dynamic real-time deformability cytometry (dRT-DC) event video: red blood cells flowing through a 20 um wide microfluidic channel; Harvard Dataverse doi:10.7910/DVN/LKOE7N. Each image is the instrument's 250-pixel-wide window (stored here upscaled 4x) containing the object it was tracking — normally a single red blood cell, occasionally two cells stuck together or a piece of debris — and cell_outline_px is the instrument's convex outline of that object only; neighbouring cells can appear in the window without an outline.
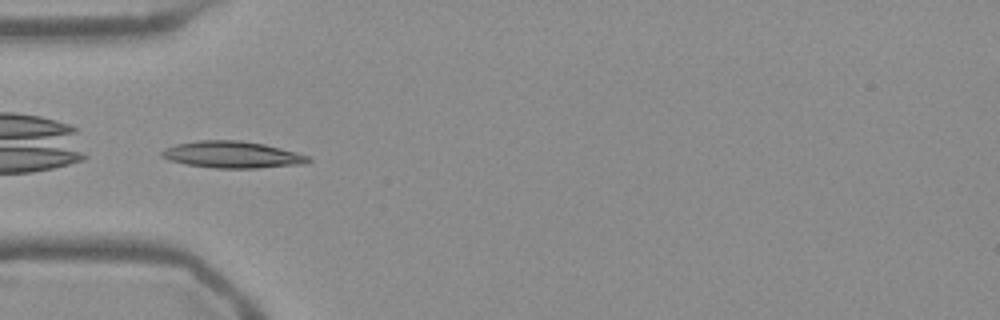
{"species": "Egyptian fruit bat (a non-hibernating species)", "species_latin": "Rousettus aegyptiacus", "temperature_condition": "warm", "stored_images_in_passage": 34, "camera_frame_rate_fps": 3000, "um_per_image_px": 0.085, "frame": {"image": 1, "passage_image": 1, "time_ms": 0.0, "image_size_px": [1000, 320], "cell_outline_px": [[312, 160], [308, 164], [256, 168], [212, 168], [184, 164], [168, 160], [160, 156], [160, 152], [164, 148], [176, 144], [200, 140], [240, 140], [264, 144], [296, 152], [308, 156]], "centroid_in_image_um": [19.73, 13.15], "position_along_channel_um": 65.3, "area_um2": 23.06}}
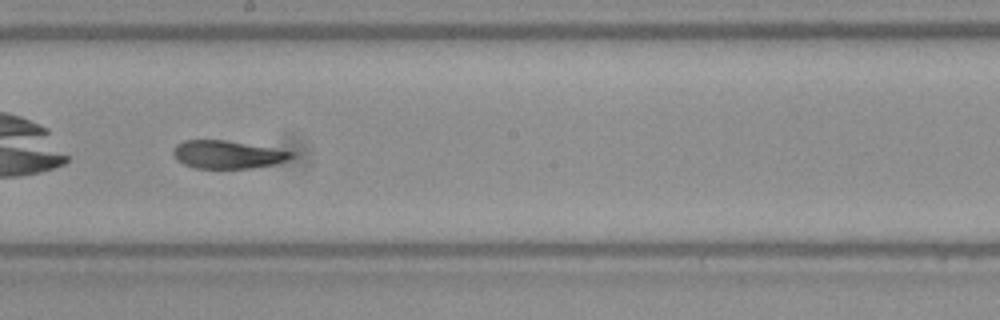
{"frame": {"image": 2, "passage_image": 14, "time_ms": 4.333, "image_size_px": [1000, 320], "cell_outline_px": [[296, 156], [288, 160], [272, 164], [252, 168], [192, 168], [176, 160], [172, 152], [176, 144], [184, 140], [224, 140], [292, 152]], "centroid_in_image_um": [19.27, 13.14], "position_along_channel_um": 228.9, "area_um2": 19.02}}
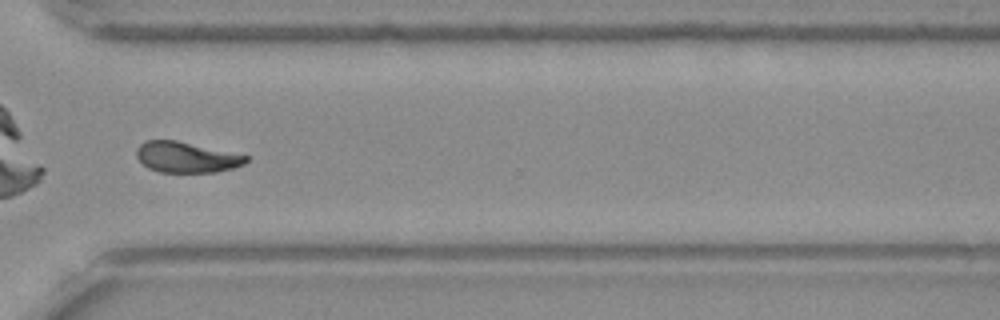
{"frame": {"image": 3, "passage_image": 24, "time_ms": 7.667, "image_size_px": [1000, 320], "cell_outline_px": [[248, 160], [244, 164], [232, 168], [216, 172], [160, 172], [148, 168], [136, 156], [136, 148], [144, 140], [176, 140], [248, 156]], "centroid_in_image_um": [15.81, 13.36], "position_along_channel_um": 354.8, "area_um2": 19.42}, "authors_computed_cell_mechanics": {"area_um2": 20.1722, "velocity_mm_per_s": 3.7712, "shape_relaxation_time_tau1_ms": 5.1944, "shape_relaxation_time_tau2_ms": 2.4197, "deformation_change_tau1": 0.1722, "deformation_change_tau2": 0.069}}